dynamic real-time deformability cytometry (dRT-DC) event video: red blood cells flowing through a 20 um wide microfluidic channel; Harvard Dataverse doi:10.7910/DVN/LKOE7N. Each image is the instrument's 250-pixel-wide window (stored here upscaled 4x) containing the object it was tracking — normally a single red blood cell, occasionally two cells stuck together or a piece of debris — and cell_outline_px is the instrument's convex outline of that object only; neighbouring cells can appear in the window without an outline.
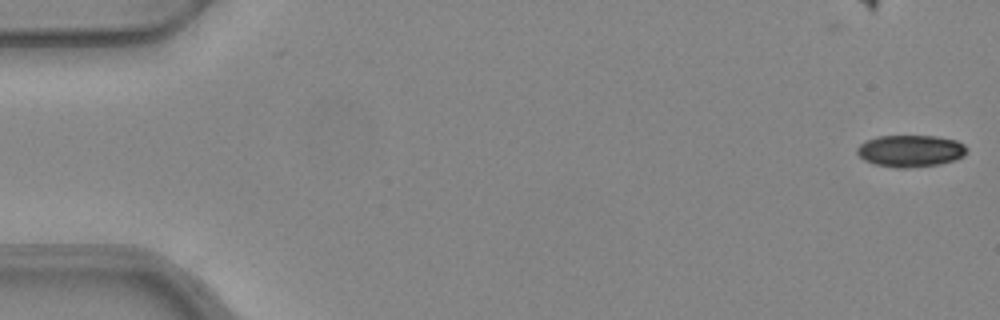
{"species": "common noctule bat (a hibernating species)", "species_latin": "Nyctalus noctula", "temperature_condition": "warm", "stored_images_in_passage": 53, "camera_frame_rate_fps": 3000, "um_per_image_px": 0.085, "animal": {"sex": "female", "body_mass_g": 24.6, "forearm_length_mm": 56.2}, "frame": {"image": 1, "passage_image": 1, "time_ms": 0.0, "image_size_px": [1000, 320], "cell_outline_px": [[968, 148], [964, 156], [940, 164], [908, 168], [896, 168], [876, 164], [864, 160], [856, 152], [856, 148], [860, 144], [876, 136], [936, 136], [956, 140], [964, 144]], "centroid_in_image_um": [77.39, 12.82], "position_along_channel_um": 7.6, "area_um2": 20.4}}
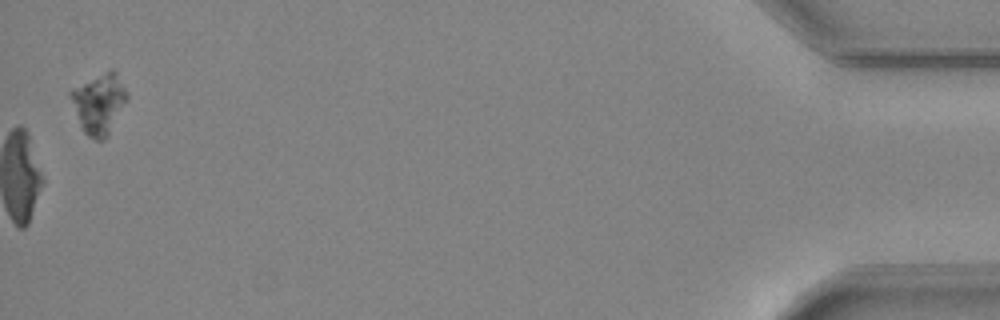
{"frame": {"image": 2, "passage_image": 53, "time_ms": 17.333, "image_size_px": [1000, 320], "cell_outline_px": [[128, 100], [108, 136], [104, 140], [96, 140], [88, 136], [80, 128], [68, 96], [68, 92], [72, 88], [112, 68], [116, 72], [128, 92]], "centroid_in_image_um": [8.41, 8.82], "position_along_channel_um": 426.8, "area_um2": 20.17}}